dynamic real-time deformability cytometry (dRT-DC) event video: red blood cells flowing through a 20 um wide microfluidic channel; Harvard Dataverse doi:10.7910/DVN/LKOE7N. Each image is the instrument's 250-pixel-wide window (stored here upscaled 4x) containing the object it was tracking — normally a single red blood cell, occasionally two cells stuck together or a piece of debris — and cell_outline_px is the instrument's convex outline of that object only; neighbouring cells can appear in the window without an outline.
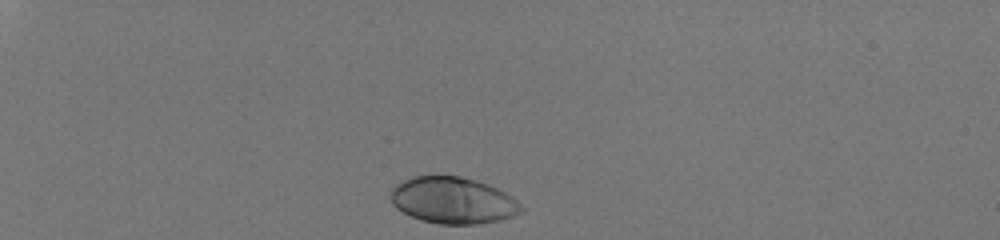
{"species": "human", "species_latin": "Homo sapiens", "temperature_condition": "room temperature", "stored_images_in_passage": 33, "camera_frame_rate_fps": 3000, "um_per_image_px": 0.085, "donor": {"sex": "male"}, "frame": {"image": 1, "passage_image": 1, "time_ms": 0.0, "image_size_px": [1000, 240], "cell_outline_px": [[524, 212], [500, 220], [476, 224], [440, 224], [420, 220], [396, 208], [392, 204], [392, 188], [400, 180], [412, 176], [460, 176], [476, 180], [488, 184], [512, 196], [524, 208]], "centroid_in_image_um": [38.51, 17.03], "position_along_channel_um": 46.5, "area_um2": 35.43}}
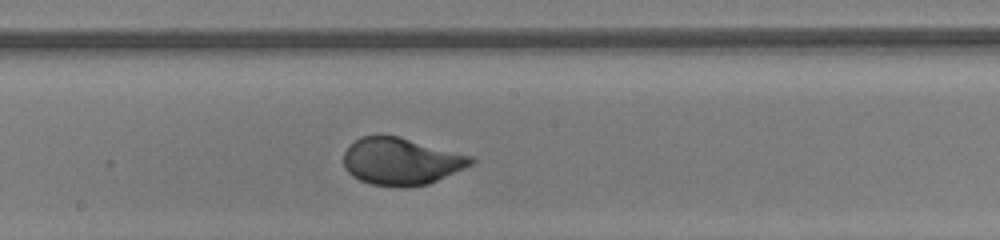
{"frame": {"image": 2, "passage_image": 19, "time_ms": 6.0, "image_size_px": [1000, 240], "cell_outline_px": [[476, 160], [472, 164], [464, 168], [428, 184], [404, 188], [372, 184], [360, 180], [352, 176], [344, 168], [344, 152], [348, 144], [360, 136], [380, 132], [400, 136], [472, 156]], "centroid_in_image_um": [34.04, 13.68], "position_along_channel_um": 214.2, "area_um2": 35.66}}
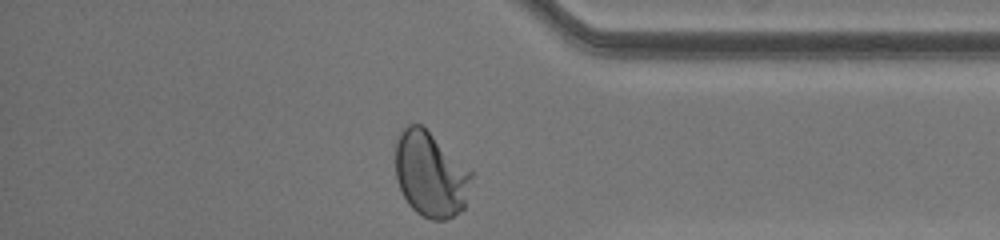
{"frame": {"image": 3, "passage_image": 33, "time_ms": 10.667, "image_size_px": [1000, 240], "cell_outline_px": [[472, 176], [464, 208], [460, 212], [444, 220], [432, 220], [416, 212], [408, 204], [396, 180], [396, 140], [400, 132], [408, 124], [420, 124], [472, 172]], "centroid_in_image_um": [36.57, 14.84], "position_along_channel_um": 398.6, "area_um2": 37.17}, "authors_computed_cell_mechanics": {"area_um2": 35.0846, "velocity_mm_per_s": 4.0523, "shape_relaxation_time_tau1_ms": 2.5258, "shape_relaxation_time_tau2_ms": null, "deformation_change_tau1": 0.1769, "deformation_change_tau2": null}}